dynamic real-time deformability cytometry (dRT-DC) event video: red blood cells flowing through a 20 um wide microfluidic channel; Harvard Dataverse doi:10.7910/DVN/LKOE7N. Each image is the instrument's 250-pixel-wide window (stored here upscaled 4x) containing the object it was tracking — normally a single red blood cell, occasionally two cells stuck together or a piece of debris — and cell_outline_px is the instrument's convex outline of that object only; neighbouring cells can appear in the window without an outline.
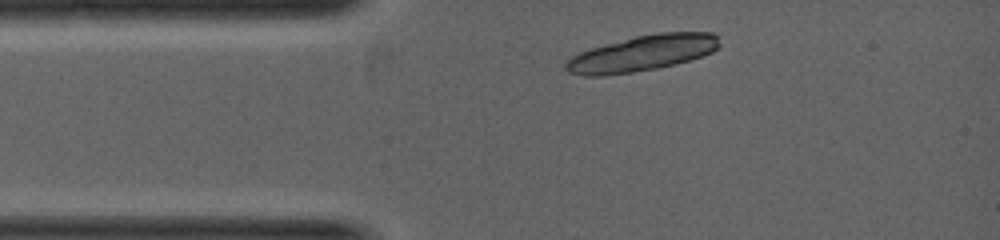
{"species": "common noctule bat (a hibernating species)", "species_latin": "Nyctalus noctula", "temperature_condition": "warm", "stored_images_in_passage": 1, "camera_frame_rate_fps": 5000, "um_per_image_px": 0.085, "animal": {"sex": "female", "body_mass_g": 19.0, "forearm_length_mm": 53.3}, "frame": {"image": 1, "passage_image": 1, "time_ms": 0.0, "image_size_px": [1000, 240], "cell_outline_px": [[720, 48], [712, 52], [688, 60], [660, 68], [604, 76], [584, 76], [568, 72], [564, 68], [564, 64], [572, 56], [580, 52], [604, 44], [636, 36], [656, 32], [712, 32], [720, 36]], "centroid_in_image_um": [54.61, 4.52], "position_along_channel_um": 30.4, "area_um2": 32.25}}